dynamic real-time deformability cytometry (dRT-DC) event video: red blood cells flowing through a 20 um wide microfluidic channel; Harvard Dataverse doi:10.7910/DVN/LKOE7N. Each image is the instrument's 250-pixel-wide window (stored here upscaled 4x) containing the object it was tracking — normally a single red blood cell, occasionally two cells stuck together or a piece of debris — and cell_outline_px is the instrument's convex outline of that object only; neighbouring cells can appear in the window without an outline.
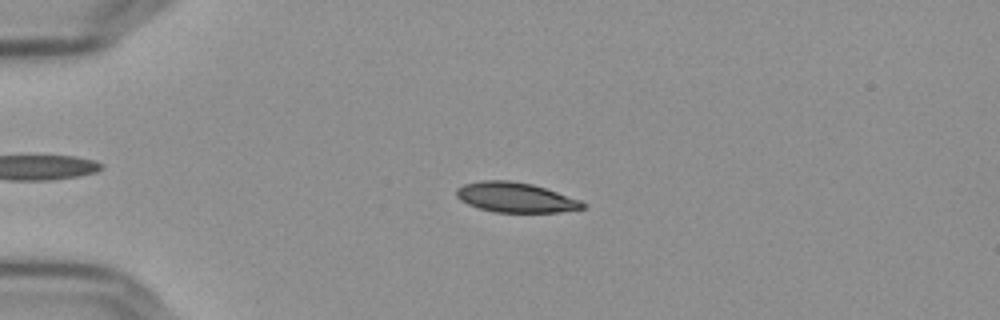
{"species": "Egyptian fruit bat (a non-hibernating species)", "species_latin": "Rousettus aegyptiacus", "temperature_condition": "cold", "stored_images_in_passage": 46, "camera_frame_rate_fps": 3000, "um_per_image_px": 0.085, "frame": {"image": 1, "passage_image": 4, "time_ms": 1.0, "image_size_px": [1000, 320], "cell_outline_px": [[588, 204], [584, 208], [560, 212], [496, 212], [480, 208], [468, 204], [460, 200], [456, 196], [456, 188], [464, 184], [484, 180], [508, 180], [532, 184], [580, 200]], "centroid_in_image_um": [43.81, 16.78], "position_along_channel_um": 41.2, "area_um2": 21.85}}
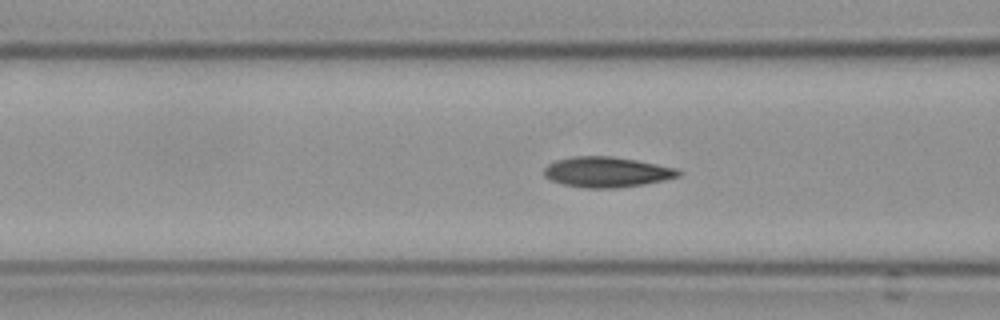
{"frame": {"image": 2, "passage_image": 13, "time_ms": 4.0, "image_size_px": [1000, 320], "cell_outline_px": [[684, 172], [680, 176], [664, 180], [644, 184], [616, 188], [584, 188], [564, 184], [552, 180], [544, 176], [544, 168], [548, 164], [556, 160], [572, 156], [612, 156], [636, 160], [676, 168]], "centroid_in_image_um": [51.59, 14.62], "position_along_channel_um": 115.0, "area_um2": 23.81}}
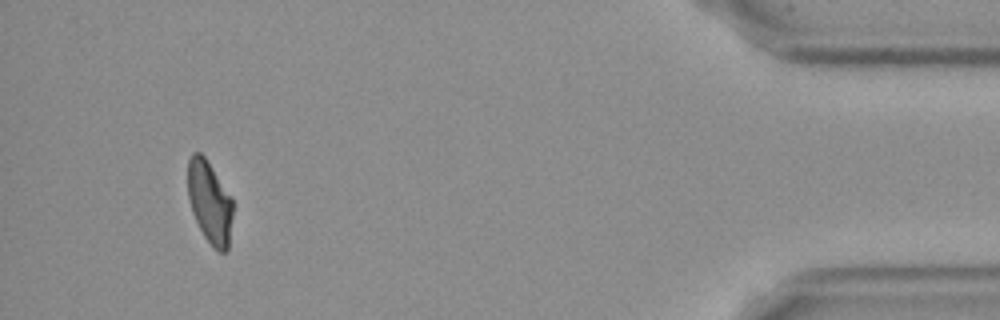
{"frame": {"image": 3, "passage_image": 43, "time_ms": 14.0, "image_size_px": [1000, 320], "cell_outline_px": [[232, 216], [228, 248], [224, 252], [220, 252], [212, 248], [204, 236], [192, 212], [188, 196], [188, 160], [192, 152], [200, 152], [204, 156], [232, 200]], "centroid_in_image_um": [17.8, 17.21], "position_along_channel_um": 417.4, "area_um2": 21.21}, "authors_computed_cell_mechanics": {"area_um2": 23.1489, "velocity_mm_per_s": 3.6418, "shape_relaxation_time_tau1_ms": 6.8554, "shape_relaxation_time_tau2_ms": 1.8025, "deformation_change_tau1": 0.1632, "deformation_change_tau2": 0.0702}}